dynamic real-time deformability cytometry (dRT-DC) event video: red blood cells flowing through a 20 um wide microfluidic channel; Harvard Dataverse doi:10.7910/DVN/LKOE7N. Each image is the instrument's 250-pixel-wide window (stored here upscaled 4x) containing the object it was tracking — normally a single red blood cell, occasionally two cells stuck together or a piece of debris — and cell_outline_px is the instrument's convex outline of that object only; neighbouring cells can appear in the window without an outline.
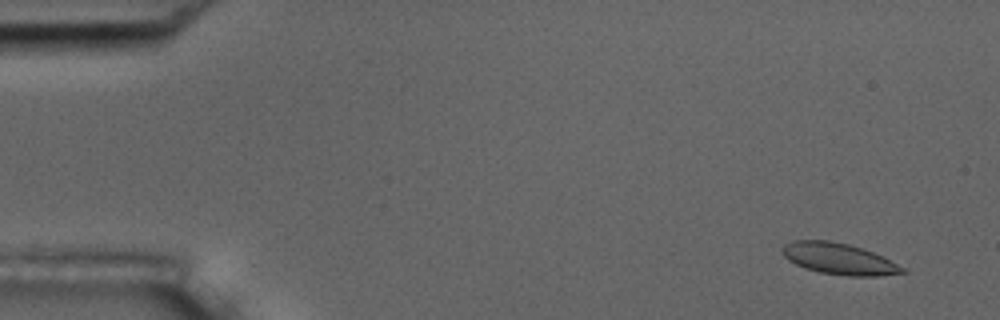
{"species": "common noctule bat (a hibernating species)", "species_latin": "Nyctalus noctula", "temperature_condition": "room temperature", "stored_images_in_passage": 4, "camera_frame_rate_fps": 3000, "um_per_image_px": 0.085, "animal": {"sex": "male", "body_mass_g": 17.5, "forearm_length_mm": 52.3}, "frame": {"image": 1, "passage_image": 1, "time_ms": 0.0, "image_size_px": [1000, 320], "cell_outline_px": [[908, 272], [876, 276], [848, 276], [820, 272], [796, 264], [788, 260], [780, 252], [780, 248], [784, 244], [792, 240], [828, 240], [848, 244], [872, 252], [904, 268]], "centroid_in_image_um": [71.24, 21.99], "position_along_channel_um": 13.8, "area_um2": 21.62}}